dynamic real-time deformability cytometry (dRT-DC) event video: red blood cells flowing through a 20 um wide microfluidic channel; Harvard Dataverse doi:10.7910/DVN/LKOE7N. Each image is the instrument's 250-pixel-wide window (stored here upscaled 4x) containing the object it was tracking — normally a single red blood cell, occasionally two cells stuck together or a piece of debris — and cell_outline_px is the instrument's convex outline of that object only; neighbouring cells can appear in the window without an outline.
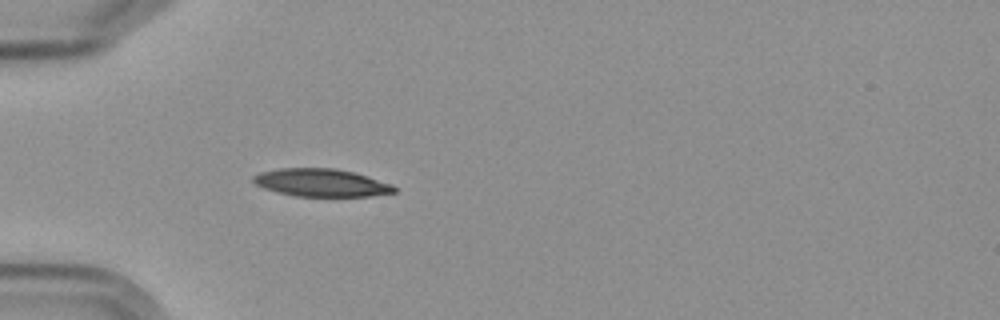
{"species": "Egyptian fruit bat (a non-hibernating species)", "species_latin": "Rousettus aegyptiacus", "temperature_condition": "cold", "stored_images_in_passage": 2, "camera_frame_rate_fps": 3000, "um_per_image_px": 0.085, "frame": {"image": 1, "passage_image": 2, "time_ms": 1.333, "image_size_px": [1000, 320], "cell_outline_px": [[396, 192], [372, 196], [296, 196], [276, 192], [264, 188], [256, 184], [252, 180], [252, 176], [260, 172], [280, 168], [336, 168], [368, 176], [392, 184], [396, 188]], "centroid_in_image_um": [27.31, 15.53], "position_along_channel_um": 57.7, "area_um2": 22.83}}